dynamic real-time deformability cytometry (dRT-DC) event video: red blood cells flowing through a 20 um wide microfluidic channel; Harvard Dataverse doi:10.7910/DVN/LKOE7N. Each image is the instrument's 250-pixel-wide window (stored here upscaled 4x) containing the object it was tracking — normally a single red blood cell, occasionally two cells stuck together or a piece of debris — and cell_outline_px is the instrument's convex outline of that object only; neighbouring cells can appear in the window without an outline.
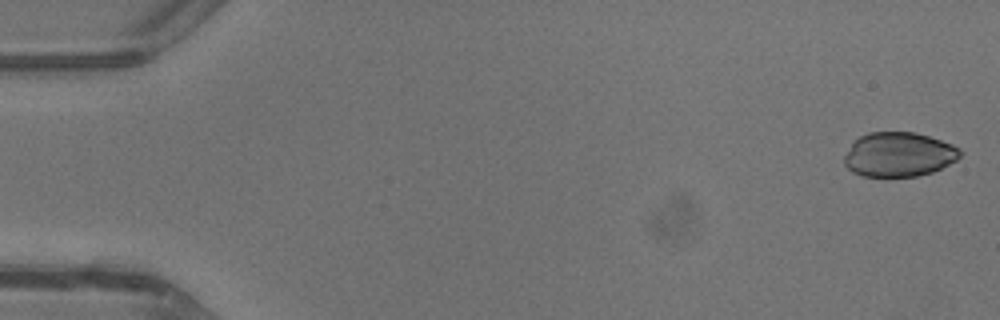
{"species": "common noctule bat (a hibernating species)", "species_latin": "Nyctalus noctula", "temperature_condition": "warm", "stored_images_in_passage": 43, "camera_frame_rate_fps": 3000, "um_per_image_px": 0.085, "animal": {"sex": "male", "body_mass_g": 13.3}, "frame": {"image": 1, "passage_image": 1, "time_ms": 0.0, "image_size_px": [1000, 320], "cell_outline_px": [[964, 152], [956, 160], [932, 172], [916, 176], [864, 176], [852, 172], [844, 164], [844, 156], [852, 144], [860, 136], [868, 132], [916, 132], [952, 144], [960, 148]], "centroid_in_image_um": [76.41, 13.12], "position_along_channel_um": 8.6, "area_um2": 29.88}}
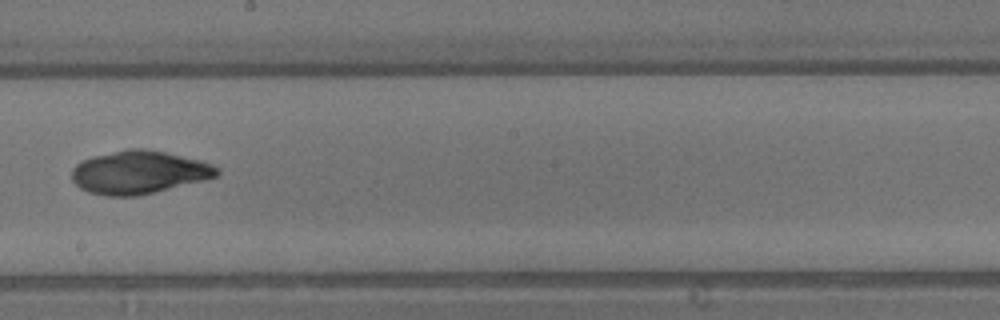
{"frame": {"image": 2, "passage_image": 25, "time_ms": 8.0, "image_size_px": [1000, 320], "cell_outline_px": [[220, 172], [216, 176], [204, 180], [156, 192], [136, 196], [108, 196], [88, 192], [80, 188], [72, 180], [72, 168], [76, 164], [92, 156], [128, 148], [144, 148], [164, 152], [200, 160], [212, 164], [220, 168]], "centroid_in_image_um": [11.81, 14.64], "position_along_channel_um": 236.4, "area_um2": 36.47}}
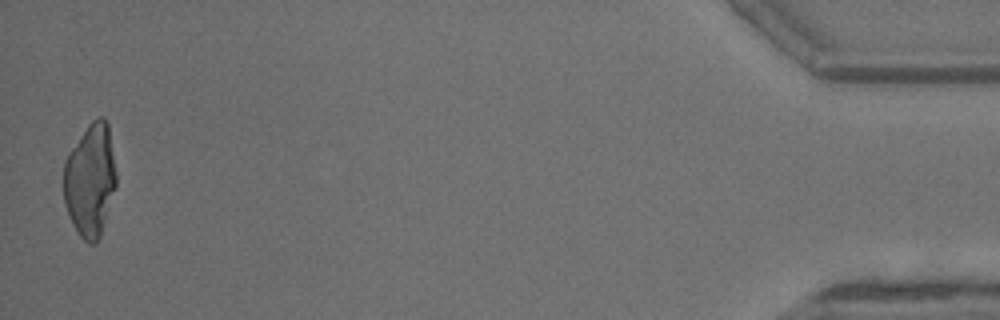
{"frame": {"image": 3, "passage_image": 43, "time_ms": 14.0, "image_size_px": [1000, 320], "cell_outline_px": [[116, 184], [100, 236], [96, 244], [88, 244], [76, 232], [68, 216], [64, 204], [64, 160], [68, 152], [88, 124], [92, 120], [100, 116], [104, 116], [108, 124], [116, 172]], "centroid_in_image_um": [7.65, 15.31], "position_along_channel_um": 427.6, "area_um2": 34.8}}